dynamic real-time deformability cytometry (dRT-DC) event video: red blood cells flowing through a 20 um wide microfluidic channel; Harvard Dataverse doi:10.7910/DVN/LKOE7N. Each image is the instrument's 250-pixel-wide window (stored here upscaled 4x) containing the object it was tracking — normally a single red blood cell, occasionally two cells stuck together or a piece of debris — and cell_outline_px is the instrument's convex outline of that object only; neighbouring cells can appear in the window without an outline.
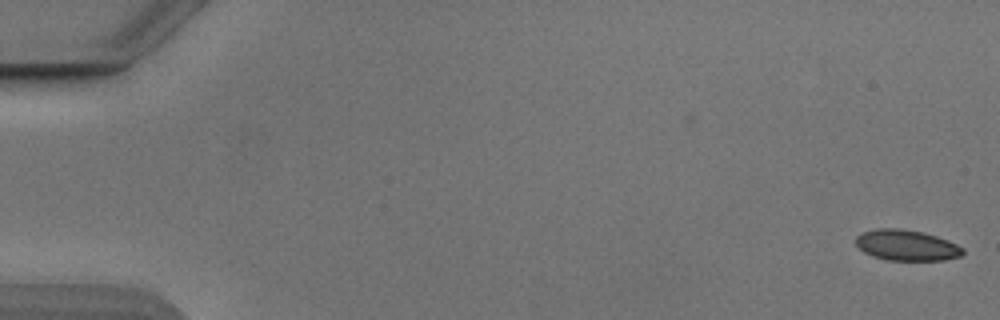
{"species": "Egyptian fruit bat (a non-hibernating species)", "species_latin": "Rousettus aegyptiacus", "temperature_condition": "cold", "stored_images_in_passage": 55, "segment_of_instrument_passage": [1, 2], "camera_frame_rate_fps": 3000, "um_per_image_px": 0.085, "animal": {"sex": "male"}, "frame": {"image": 1, "passage_image": 1, "time_ms": 0.0, "image_size_px": [1000, 320], "cell_outline_px": [[964, 252], [960, 256], [944, 260], [888, 260], [872, 256], [864, 252], [856, 244], [856, 236], [864, 232], [876, 228], [900, 228], [920, 232], [936, 236], [956, 244], [964, 248]], "centroid_in_image_um": [77.05, 20.85], "position_along_channel_um": 8.0, "area_um2": 19.02}}
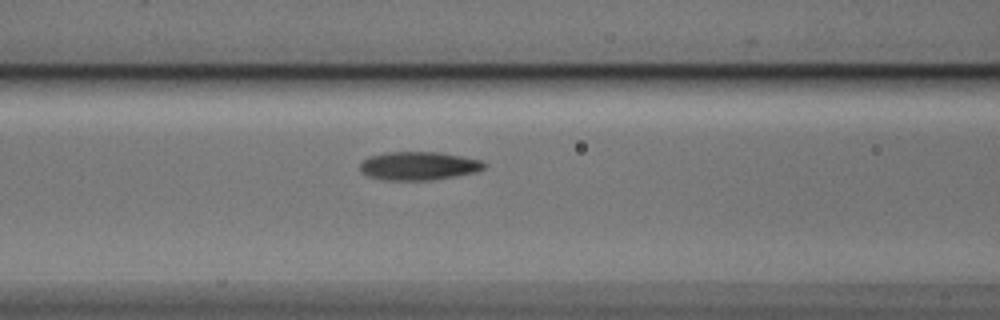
{"frame": {"image": 2, "passage_image": 23, "time_ms": 7.333, "image_size_px": [1000, 320], "cell_outline_px": [[488, 164], [484, 168], [476, 172], [428, 180], [388, 180], [368, 176], [360, 172], [360, 164], [368, 156], [384, 152], [440, 152], [480, 160]], "centroid_in_image_um": [35.55, 14.09], "position_along_channel_um": 131.0, "area_um2": 20.46}}
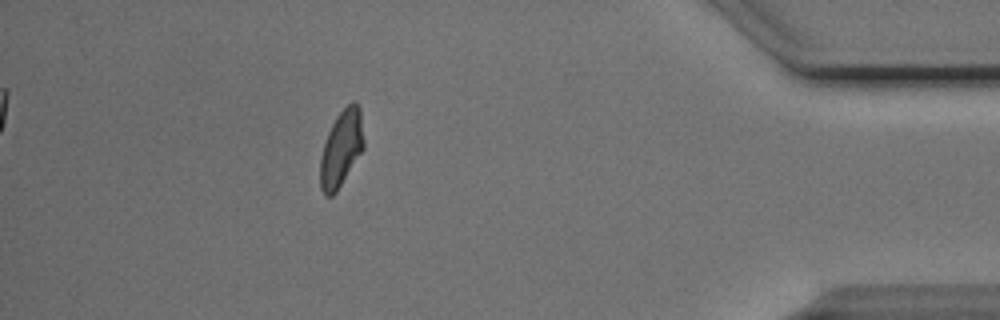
{"frame": {"image": 3, "passage_image": 48, "time_ms": 15.667, "image_size_px": [1000, 320], "cell_outline_px": [[364, 148], [336, 192], [332, 196], [324, 196], [320, 188], [320, 156], [328, 132], [336, 116], [352, 100], [356, 100], [360, 108], [364, 140]], "centroid_in_image_um": [29.01, 12.61], "position_along_channel_um": 406.2, "area_um2": 19.42}}